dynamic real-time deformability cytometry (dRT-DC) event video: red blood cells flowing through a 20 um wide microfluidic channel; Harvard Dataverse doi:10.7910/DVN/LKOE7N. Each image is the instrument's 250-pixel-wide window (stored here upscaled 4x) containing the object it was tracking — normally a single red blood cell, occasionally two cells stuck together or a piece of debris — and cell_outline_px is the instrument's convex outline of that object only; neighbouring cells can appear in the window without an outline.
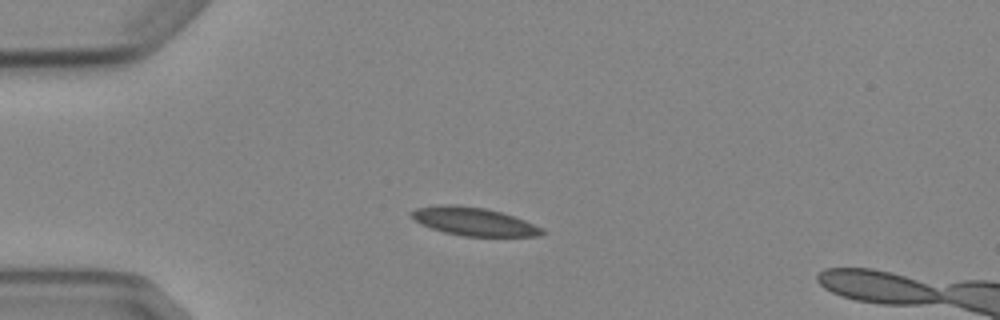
{"species": "Egyptian fruit bat (a non-hibernating species)", "species_latin": "Rousettus aegyptiacus", "temperature_condition": "cold", "stored_images_in_passage": 4, "camera_frame_rate_fps": 3000, "um_per_image_px": 0.085, "animal": {"sex": "female"}, "frame": {"image": 1, "passage_image": 3, "time_ms": 2.333, "image_size_px": [1000, 320], "cell_outline_px": [[548, 232], [540, 236], [464, 236], [444, 232], [420, 224], [408, 212], [416, 208], [440, 204], [456, 204], [484, 208], [500, 212], [524, 220], [544, 228]], "centroid_in_image_um": [40.28, 18.82], "position_along_channel_um": 44.7, "area_um2": 21.5}}